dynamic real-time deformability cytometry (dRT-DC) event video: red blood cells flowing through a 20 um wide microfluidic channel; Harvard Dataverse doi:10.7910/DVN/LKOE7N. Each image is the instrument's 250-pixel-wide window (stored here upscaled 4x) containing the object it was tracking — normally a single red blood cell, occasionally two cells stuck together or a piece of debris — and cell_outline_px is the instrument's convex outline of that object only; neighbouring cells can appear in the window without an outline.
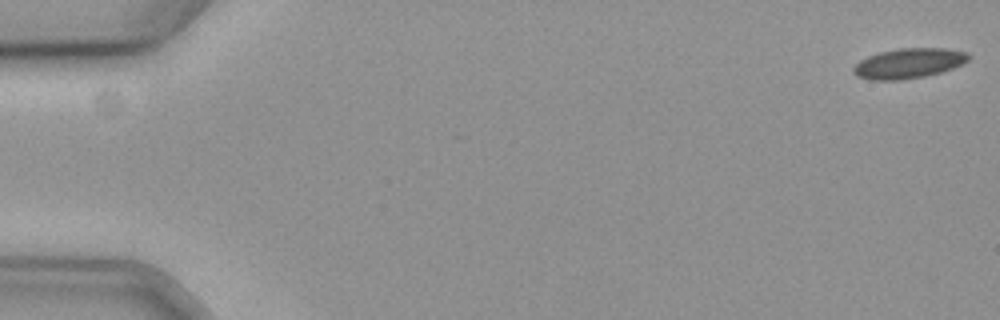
{"species": "common noctule bat (a hibernating species)", "species_latin": "Nyctalus noctula", "temperature_condition": "cold", "stored_images_in_passage": 54, "camera_frame_rate_fps": 3000, "um_per_image_px": 0.085, "animal": {"sex": "female", "body_mass_g": 19.3, "forearm_length_mm": 54.1}, "frame": {"image": 1, "passage_image": 1, "time_ms": 0.0, "image_size_px": [1000, 320], "cell_outline_px": [[972, 56], [964, 64], [940, 72], [924, 76], [900, 80], [868, 80], [856, 76], [852, 72], [852, 68], [860, 60], [868, 56], [880, 52], [900, 48], [944, 48], [968, 52]], "centroid_in_image_um": [77.24, 5.38], "position_along_channel_um": 7.8, "area_um2": 20.29}}
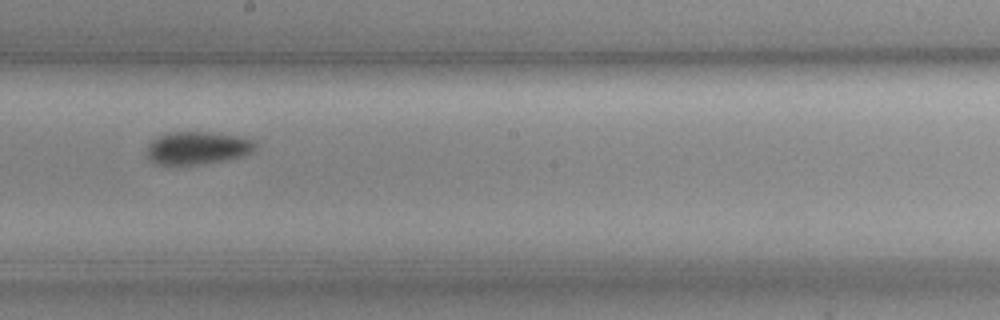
{"frame": {"image": 2, "passage_image": 33, "time_ms": 10.667, "image_size_px": [1000, 320], "cell_outline_px": [[256, 148], [252, 152], [228, 160], [204, 164], [152, 164], [148, 160], [148, 144], [156, 136], [168, 132], [212, 132], [244, 136], [252, 140], [256, 144]], "centroid_in_image_um": [16.79, 12.57], "position_along_channel_um": 231.4, "area_um2": 21.04}}
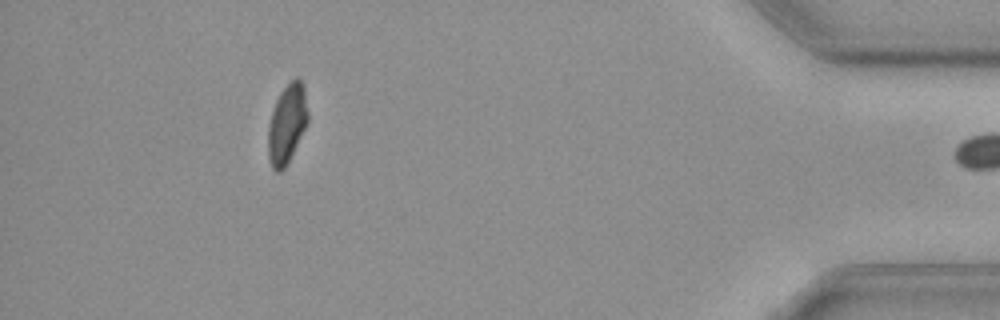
{"frame": {"image": 3, "passage_image": 53, "time_ms": 17.333, "image_size_px": [1000, 320], "cell_outline_px": [[308, 124], [284, 168], [280, 172], [276, 172], [272, 168], [268, 156], [268, 128], [272, 112], [276, 100], [280, 92], [296, 76], [304, 84], [308, 112]], "centroid_in_image_um": [24.41, 10.51], "position_along_channel_um": 410.8, "area_um2": 18.32}}